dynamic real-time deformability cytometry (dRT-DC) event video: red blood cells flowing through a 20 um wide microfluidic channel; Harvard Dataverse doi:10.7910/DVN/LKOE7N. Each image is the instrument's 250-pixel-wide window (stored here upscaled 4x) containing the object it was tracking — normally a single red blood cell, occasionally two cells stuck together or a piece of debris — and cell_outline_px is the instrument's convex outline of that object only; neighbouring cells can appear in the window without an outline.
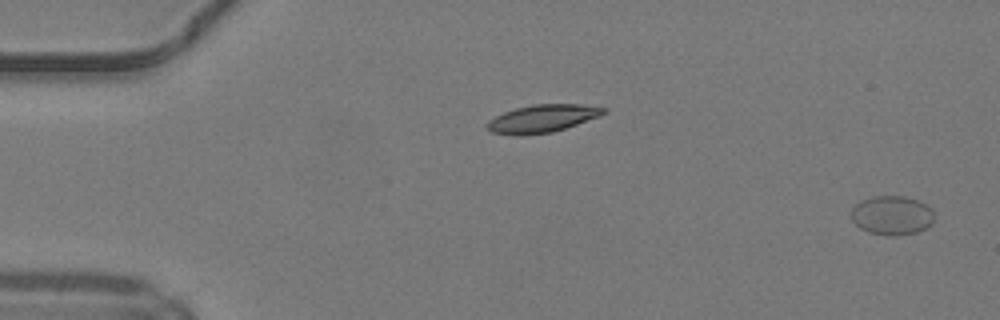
{"species": "common noctule bat (a hibernating species)", "species_latin": "Nyctalus noctula", "temperature_condition": "warm", "stored_images_in_passage": 50, "camera_frame_rate_fps": 3000, "um_per_image_px": 0.085, "animal": {"sex": "male", "body_mass_g": 19.2, "forearm_length_mm": 51.8}, "frame": {"image": 1, "passage_image": 2, "time_ms": 0.333, "image_size_px": [1000, 320], "cell_outline_px": [[932, 224], [916, 232], [896, 236], [888, 236], [868, 232], [860, 228], [852, 220], [852, 208], [860, 200], [872, 196], [904, 196], [916, 200], [932, 208]], "centroid_in_image_um": [75.78, 18.3], "position_along_channel_um": 9.2, "area_um2": 18.84}}
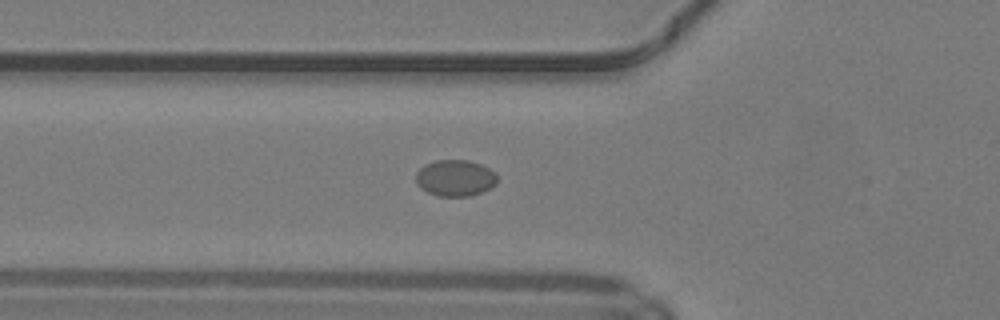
{"frame": {"image": 2, "passage_image": 18, "time_ms": 5.667, "image_size_px": [1000, 320], "cell_outline_px": [[496, 184], [492, 188], [468, 196], [436, 196], [420, 188], [416, 184], [416, 172], [424, 164], [436, 160], [468, 160], [480, 164], [496, 172]], "centroid_in_image_um": [38.67, 15.13], "position_along_channel_um": 87.1, "area_um2": 17.34}}
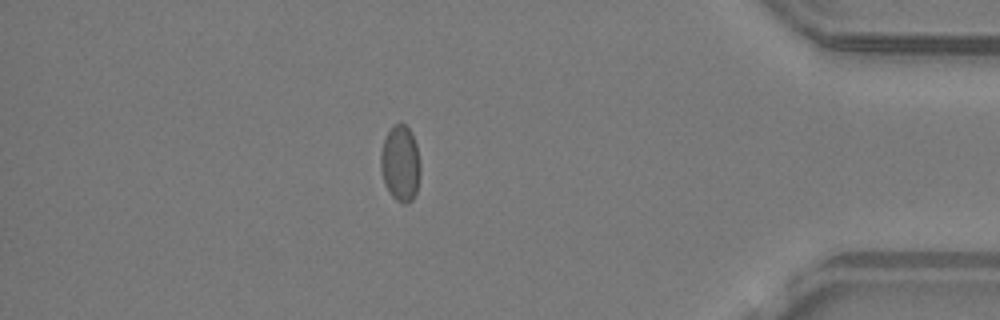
{"frame": {"image": 3, "passage_image": 43, "time_ms": 14.0, "image_size_px": [1000, 320], "cell_outline_px": [[420, 176], [416, 192], [412, 200], [408, 204], [404, 204], [396, 200], [392, 196], [384, 184], [380, 168], [380, 152], [384, 140], [392, 124], [400, 120], [412, 132], [416, 144], [420, 164]], "centroid_in_image_um": [34.03, 13.87], "position_along_channel_um": 401.2, "area_um2": 17.92}}